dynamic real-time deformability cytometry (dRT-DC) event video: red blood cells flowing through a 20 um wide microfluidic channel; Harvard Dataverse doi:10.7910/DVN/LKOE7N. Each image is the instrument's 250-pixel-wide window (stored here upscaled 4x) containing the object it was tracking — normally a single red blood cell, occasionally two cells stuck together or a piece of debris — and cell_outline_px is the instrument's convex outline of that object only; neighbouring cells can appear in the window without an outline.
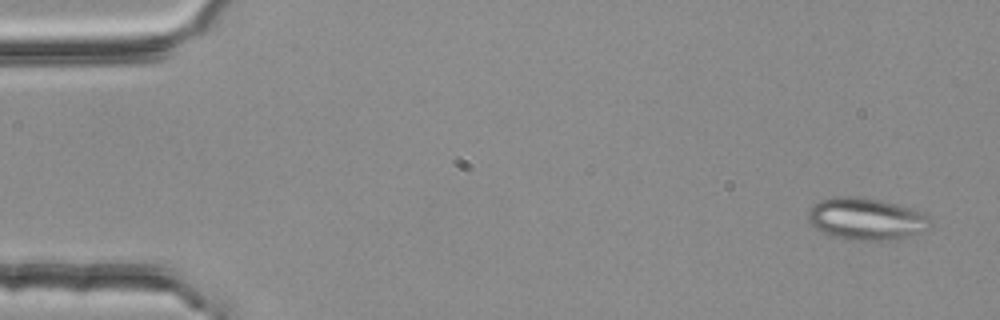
{"species": "common noctule bat (a hibernating species)", "species_latin": "Nyctalus noctula", "temperature_condition": "room temperature", "stored_images_in_passage": 4, "camera_frame_rate_fps": 3000, "um_per_image_px": 0.085, "animal": {"sex": "female", "body_mass_g": 25.1}, "frame": {"image": 1, "passage_image": 1, "time_ms": 0.0, "image_size_px": [1000, 320], "cell_outline_px": [[928, 228], [920, 232], [896, 240], [852, 240], [832, 236], [816, 228], [808, 220], [808, 212], [812, 204], [820, 200], [836, 196], [860, 196], [880, 200], [912, 208], [924, 212], [928, 216]], "centroid_in_image_um": [73.6, 18.59], "position_along_channel_um": 11.4, "area_um2": 29.94}}